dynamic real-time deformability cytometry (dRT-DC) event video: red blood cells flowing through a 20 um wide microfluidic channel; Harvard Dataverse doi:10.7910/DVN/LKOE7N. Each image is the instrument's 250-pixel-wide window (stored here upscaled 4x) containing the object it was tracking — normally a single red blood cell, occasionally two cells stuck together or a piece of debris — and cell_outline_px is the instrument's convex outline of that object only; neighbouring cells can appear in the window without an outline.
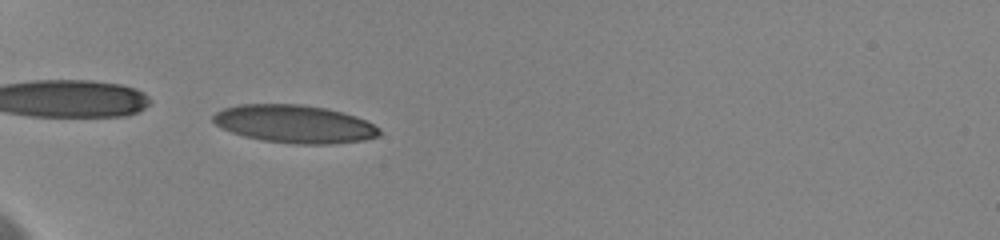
{"species": "human", "species_latin": "Homo sapiens", "temperature_condition": "cold", "stored_images_in_passage": 17, "camera_frame_rate_fps": 3000, "um_per_image_px": 0.085, "donor": {"sex": "female"}, "frame": {"image": 1, "passage_image": 12, "time_ms": 5.333, "image_size_px": [1000, 240], "cell_outline_px": [[380, 136], [364, 140], [332, 144], [296, 144], [264, 140], [244, 136], [220, 128], [212, 120], [212, 116], [216, 112], [224, 108], [240, 104], [300, 104], [328, 108], [356, 116], [380, 128]], "centroid_in_image_um": [25.03, 10.53], "position_along_channel_um": 60.0, "area_um2": 36.82}}